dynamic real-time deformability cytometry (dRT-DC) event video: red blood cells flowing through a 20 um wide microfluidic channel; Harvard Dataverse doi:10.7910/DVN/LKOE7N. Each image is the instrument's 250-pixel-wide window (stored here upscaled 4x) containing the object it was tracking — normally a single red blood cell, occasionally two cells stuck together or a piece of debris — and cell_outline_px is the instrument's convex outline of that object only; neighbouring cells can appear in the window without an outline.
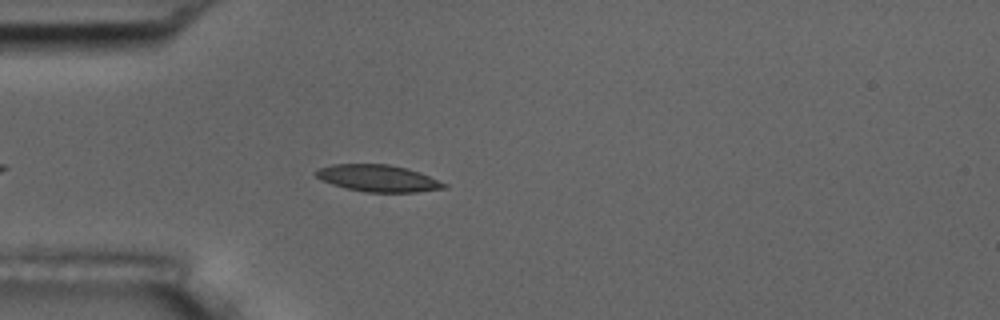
{"species": "common noctule bat (a hibernating species)", "species_latin": "Nyctalus noctula", "temperature_condition": "room temperature", "stored_images_in_passage": 29, "camera_frame_rate_fps": 3000, "um_per_image_px": 0.085, "animal": {"sex": "male", "body_mass_g": 17.5, "forearm_length_mm": 52.3}, "frame": {"image": 1, "passage_image": 7, "time_ms": 2.0, "image_size_px": [1000, 320], "cell_outline_px": [[448, 188], [416, 192], [364, 192], [344, 188], [320, 180], [312, 172], [320, 168], [332, 164], [388, 164], [408, 168], [420, 172], [448, 184]], "centroid_in_image_um": [32.13, 15.15], "position_along_channel_um": 52.9, "area_um2": 20.29}}
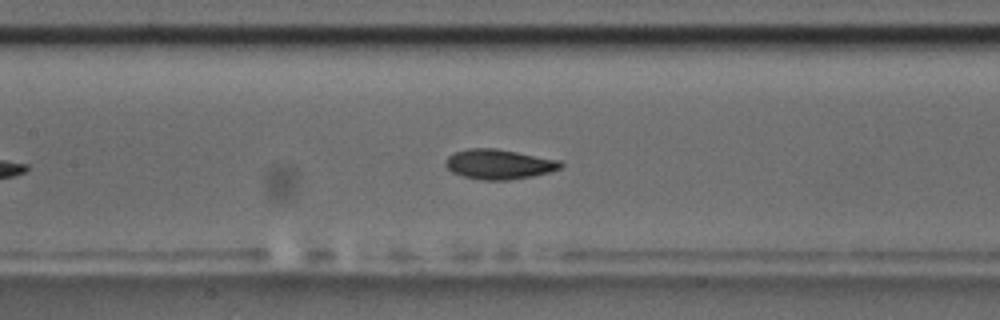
{"frame": {"image": 2, "passage_image": 17, "time_ms": 5.333, "image_size_px": [1000, 320], "cell_outline_px": [[564, 164], [560, 168], [548, 172], [532, 176], [508, 180], [484, 180], [464, 176], [452, 172], [444, 164], [444, 160], [448, 156], [456, 152], [468, 148], [496, 148], [560, 160]], "centroid_in_image_um": [42.4, 13.95], "position_along_channel_um": 165.0, "area_um2": 19.94}}
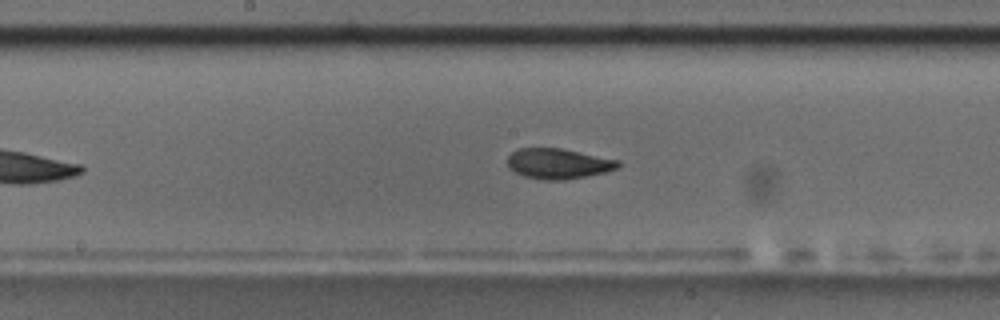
{"frame": {"image": 3, "passage_image": 20, "time_ms": 6.333, "image_size_px": [1000, 320], "cell_outline_px": [[620, 164], [616, 168], [608, 172], [564, 180], [544, 180], [524, 176], [508, 168], [508, 156], [512, 152], [520, 148], [560, 148], [620, 160]], "centroid_in_image_um": [47.46, 13.91], "position_along_channel_um": 200.7, "area_um2": 19.54}}